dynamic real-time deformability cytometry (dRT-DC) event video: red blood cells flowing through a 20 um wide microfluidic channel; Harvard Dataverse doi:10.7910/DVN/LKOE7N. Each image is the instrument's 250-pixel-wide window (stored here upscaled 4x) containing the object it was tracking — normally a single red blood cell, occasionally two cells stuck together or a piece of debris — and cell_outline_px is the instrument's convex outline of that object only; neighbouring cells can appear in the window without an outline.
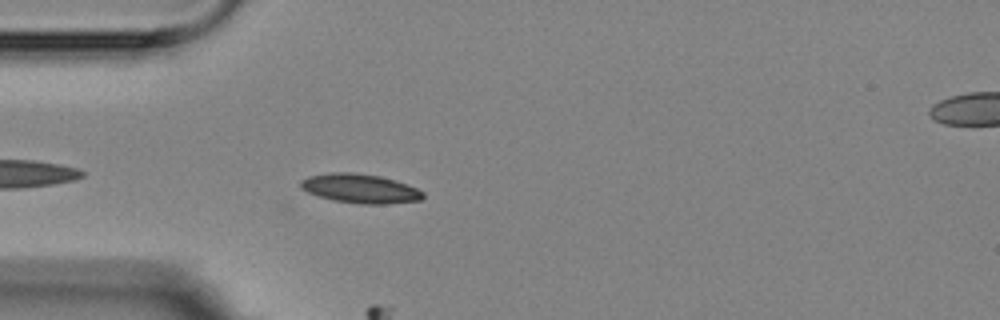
{"species": "Egyptian fruit bat (a non-hibernating species)", "species_latin": "Rousettus aegyptiacus", "temperature_condition": "room temperature", "stored_images_in_passage": 6, "camera_frame_rate_fps": 3000, "um_per_image_px": 0.085, "animal": {"sex": "female"}, "frame": {"image": 1, "passage_image": 5, "time_ms": 4.333, "image_size_px": [1000, 320], "cell_outline_px": [[424, 196], [420, 200], [388, 204], [360, 204], [332, 200], [308, 192], [300, 188], [300, 180], [308, 176], [332, 172], [352, 172], [380, 176], [396, 180], [408, 184], [424, 192]], "centroid_in_image_um": [30.62, 16.02], "position_along_channel_um": 54.4, "area_um2": 20.92}}